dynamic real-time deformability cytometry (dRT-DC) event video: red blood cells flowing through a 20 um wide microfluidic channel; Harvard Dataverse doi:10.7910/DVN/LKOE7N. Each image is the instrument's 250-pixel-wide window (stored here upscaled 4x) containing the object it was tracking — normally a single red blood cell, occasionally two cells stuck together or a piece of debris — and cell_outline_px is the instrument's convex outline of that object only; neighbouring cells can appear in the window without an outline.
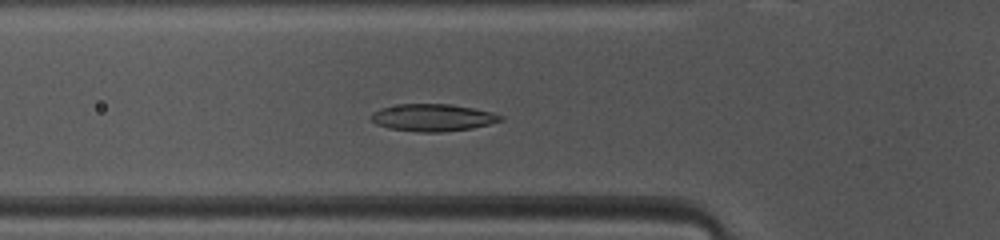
{"species": "common noctule bat (a hibernating species)", "species_latin": "Nyctalus noctula", "temperature_condition": "warm", "stored_images_in_passage": 38, "camera_frame_rate_fps": 3000, "um_per_image_px": 0.085, "animal": {"sex": "female", "body_mass_g": 10.0, "forearm_length_mm": 53.1}, "frame": {"image": 1, "passage_image": 6, "time_ms": 1.667, "image_size_px": [1000, 240], "cell_outline_px": [[504, 120], [472, 128], [440, 132], [420, 132], [388, 128], [376, 124], [368, 116], [372, 112], [380, 108], [400, 104], [452, 104], [492, 112], [504, 116]], "centroid_in_image_um": [36.76, 9.99], "position_along_channel_um": 89.0, "area_um2": 20.58}}
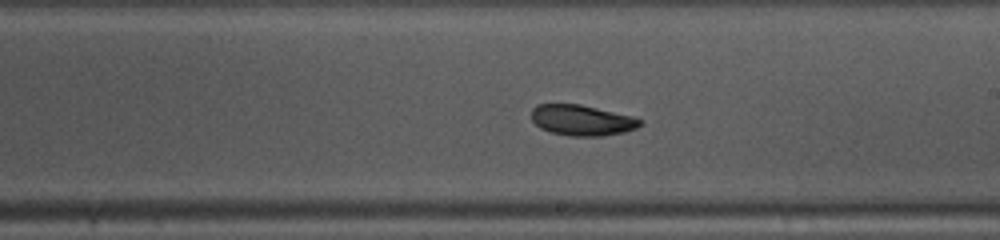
{"frame": {"image": 2, "passage_image": 17, "time_ms": 5.333, "image_size_px": [1000, 240], "cell_outline_px": [[644, 124], [636, 128], [624, 132], [604, 136], [568, 136], [552, 132], [540, 128], [532, 120], [532, 108], [536, 104], [580, 104], [632, 116], [644, 120]], "centroid_in_image_um": [49.49, 10.22], "position_along_channel_um": 239.5, "area_um2": 19.54}}
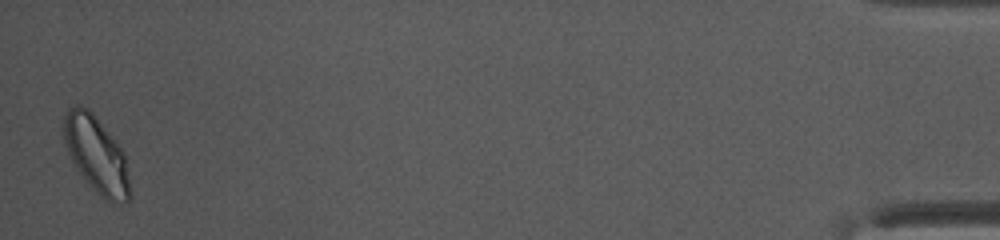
{"frame": {"image": 3, "passage_image": 38, "time_ms": 12.333, "image_size_px": [1000, 240], "cell_outline_px": [[132, 192], [128, 200], [124, 204], [112, 204], [104, 200], [76, 172], [64, 144], [64, 116], [68, 108], [76, 104], [80, 104], [88, 108], [92, 112], [116, 140], [124, 152]], "centroid_in_image_um": [8.2, 13.19], "position_along_channel_um": 427.0, "area_um2": 30.29}, "authors_computed_cell_mechanics": {"area_um2": 20.2011, "velocity_mm_per_s": 4.0894, "shape_relaxation_time_tau1_ms": 5.3979, "shape_relaxation_time_tau2_ms": 3.225, "deformation_change_tau1": 0.1428, "deformation_change_tau2": 0.0861}}